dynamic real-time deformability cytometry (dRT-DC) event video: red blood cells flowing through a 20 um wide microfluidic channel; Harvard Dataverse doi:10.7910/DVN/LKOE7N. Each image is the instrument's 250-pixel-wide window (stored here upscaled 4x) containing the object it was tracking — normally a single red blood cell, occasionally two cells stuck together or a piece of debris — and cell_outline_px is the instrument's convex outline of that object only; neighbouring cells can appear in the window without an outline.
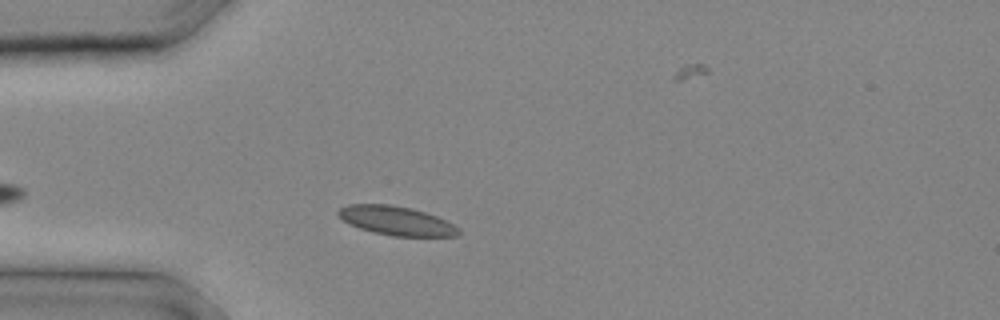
{"species": "common noctule bat (a hibernating species)", "species_latin": "Nyctalus noctula", "temperature_condition": "cold", "stored_images_in_passage": 7, "camera_frame_rate_fps": 3000, "um_per_image_px": 0.085, "animal": {"sex": "male", "body_mass_g": 20.4}, "frame": {"image": 1, "passage_image": 2, "time_ms": 0.333, "image_size_px": [1000, 320], "cell_outline_px": [[460, 236], [392, 236], [372, 232], [360, 228], [344, 220], [336, 212], [340, 208], [348, 204], [388, 204], [412, 208], [436, 216], [460, 228]], "centroid_in_image_um": [33.71, 18.76], "position_along_channel_um": 51.3, "area_um2": 20.17}}